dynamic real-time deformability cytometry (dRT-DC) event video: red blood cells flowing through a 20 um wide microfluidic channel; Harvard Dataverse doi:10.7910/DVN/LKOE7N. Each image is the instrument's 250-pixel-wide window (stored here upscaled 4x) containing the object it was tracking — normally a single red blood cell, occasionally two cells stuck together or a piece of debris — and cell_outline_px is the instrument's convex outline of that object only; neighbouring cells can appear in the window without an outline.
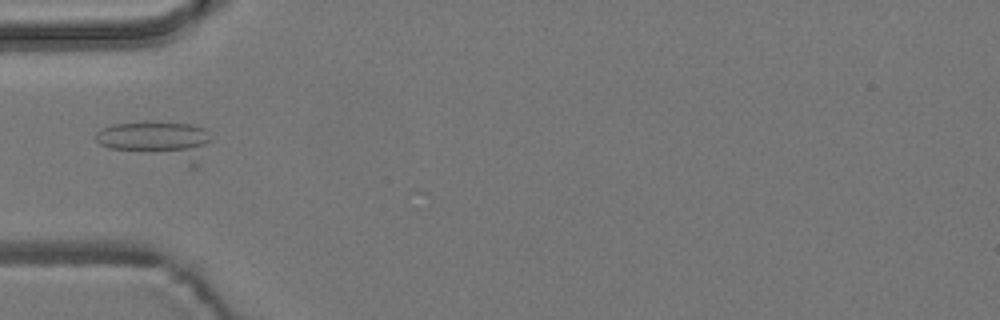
{"species": "common noctule bat (a hibernating species)", "species_latin": "Nyctalus noctula", "temperature_condition": "room temperature", "stored_images_in_passage": 9, "camera_frame_rate_fps": 3000, "um_per_image_px": 0.085, "animal": {"sex": "male", "body_mass_g": 19.2, "forearm_length_mm": 51.8}, "frame": {"image": 1, "passage_image": 6, "time_ms": 1.667, "image_size_px": [1000, 320], "cell_outline_px": [[212, 140], [200, 164], [196, 168], [188, 168], [108, 148], [100, 144], [96, 140], [96, 132], [100, 128], [112, 124], [148, 120], [156, 120], [192, 124], [204, 128], [208, 132]], "centroid_in_image_um": [13.46, 11.99], "position_along_channel_um": 71.5, "area_um2": 27.86}}
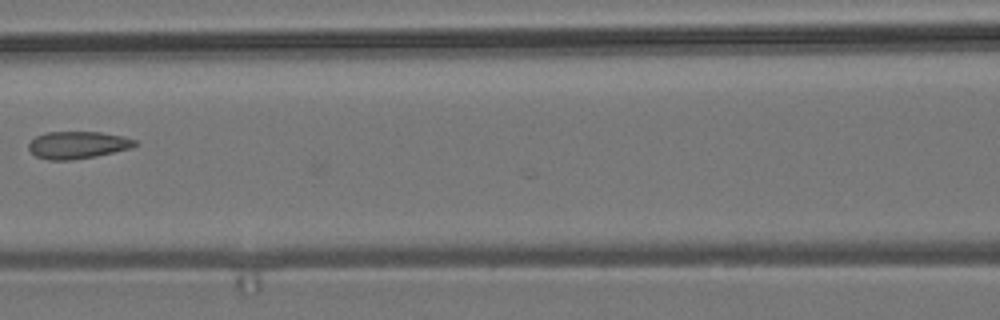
{"frame": {"image": 2, "passage_image": 8, "time_ms": 2.333, "image_size_px": [1000, 320], "cell_outline_px": [[140, 144], [132, 148], [96, 156], [72, 160], [48, 160], [36, 156], [28, 148], [28, 144], [36, 136], [44, 132], [100, 132], [124, 136], [136, 140]], "centroid_in_image_um": [6.63, 12.32], "position_along_channel_um": 160.0, "area_um2": 17.05}}